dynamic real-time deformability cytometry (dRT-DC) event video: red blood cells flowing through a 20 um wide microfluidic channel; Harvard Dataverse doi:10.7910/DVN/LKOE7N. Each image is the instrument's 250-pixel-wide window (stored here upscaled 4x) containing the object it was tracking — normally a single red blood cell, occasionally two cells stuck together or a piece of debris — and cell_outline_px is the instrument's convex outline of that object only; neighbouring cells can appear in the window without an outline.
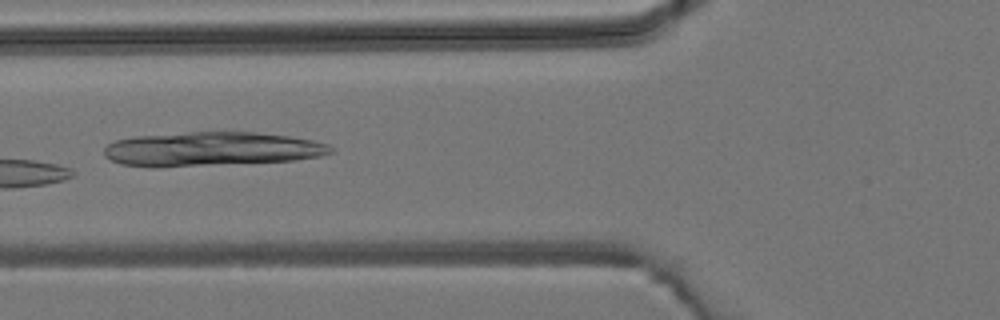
{"species": "common noctule bat (a hibernating species)", "species_latin": "Nyctalus noctula", "temperature_condition": "room temperature", "stored_images_in_passage": 5, "camera_frame_rate_fps": 3000, "um_per_image_px": 0.085, "animal": {"sex": "male", "body_mass_g": 19.2, "forearm_length_mm": 51.8}, "frame": {"image": 1, "passage_image": 5, "time_ms": 4.667, "image_size_px": [1000, 320], "cell_outline_px": [[336, 152], [320, 156], [296, 160], [160, 168], [148, 168], [120, 164], [104, 156], [104, 148], [108, 144], [116, 140], [136, 136], [188, 132], [256, 132], [288, 136], [312, 140], [328, 144]], "centroid_in_image_um": [17.95, 12.68], "position_along_channel_um": 107.9, "area_um2": 45.55}}